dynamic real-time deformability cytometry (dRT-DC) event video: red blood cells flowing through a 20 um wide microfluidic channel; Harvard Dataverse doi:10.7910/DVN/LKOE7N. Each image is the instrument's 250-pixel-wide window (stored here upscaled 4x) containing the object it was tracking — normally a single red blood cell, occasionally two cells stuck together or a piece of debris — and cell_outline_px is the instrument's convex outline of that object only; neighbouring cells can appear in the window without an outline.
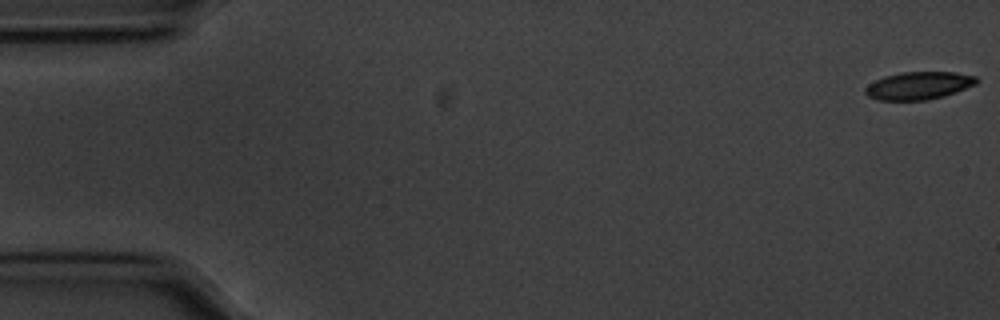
{"species": "common noctule bat (a hibernating species)", "species_latin": "Nyctalus noctula", "temperature_condition": "cold", "stored_images_in_passage": 56, "camera_frame_rate_fps": 3000, "um_per_image_px": 0.085, "animal": {"sex": "male", "body_mass_g": 20.1, "forearm_length_mm": 53.5}, "frame": {"image": 1, "passage_image": 1, "time_ms": 0.0, "image_size_px": [1000, 320], "cell_outline_px": [[980, 80], [976, 84], [944, 96], [928, 100], [876, 100], [868, 96], [864, 92], [864, 88], [868, 84], [884, 76], [900, 72], [956, 72], [976, 76]], "centroid_in_image_um": [78.08, 7.27], "position_along_channel_um": 6.9, "area_um2": 18.09}}
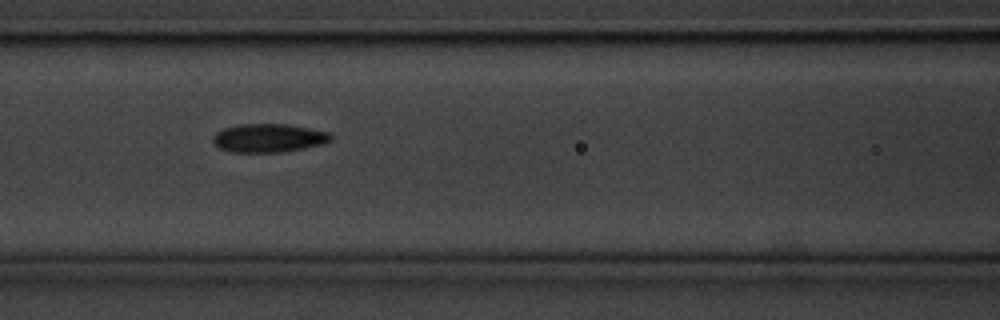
{"frame": {"image": 2, "passage_image": 24, "time_ms": 7.667, "image_size_px": [1000, 320], "cell_outline_px": [[332, 140], [324, 144], [304, 148], [280, 152], [232, 152], [220, 148], [212, 140], [212, 136], [216, 132], [224, 128], [240, 124], [288, 124], [328, 132], [332, 136]], "centroid_in_image_um": [22.84, 11.73], "position_along_channel_um": 143.8, "area_um2": 19.54}}
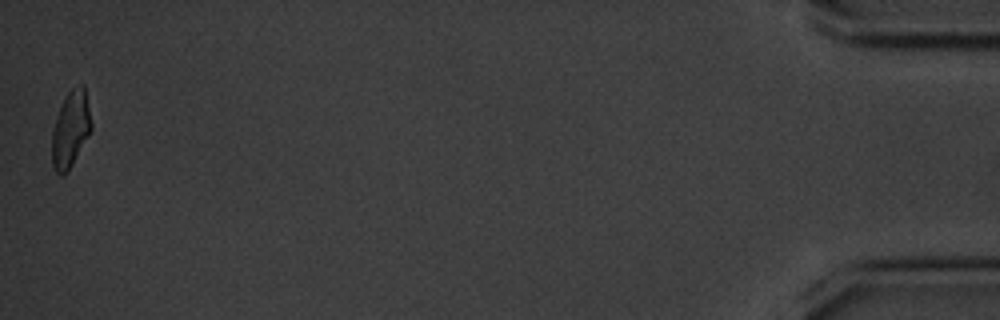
{"frame": {"image": 3, "passage_image": 56, "time_ms": 18.333, "image_size_px": [1000, 320], "cell_outline_px": [[92, 128], [88, 136], [68, 172], [60, 176], [56, 172], [52, 164], [52, 128], [56, 116], [68, 92], [72, 88], [80, 84], [84, 84], [92, 124]], "centroid_in_image_um": [6.0, 11.0], "position_along_channel_um": 429.2, "area_um2": 17.46}, "authors_computed_cell_mechanics": {"area_um2": 18.785, "velocity_mm_per_s": 3.561, "shape_relaxation_time_tau1_ms": 2.9043, "shape_relaxation_time_tau2_ms": 3.3705, "deformation_change_tau1": 0.1236, "deformation_change_tau2": 0.0958}}